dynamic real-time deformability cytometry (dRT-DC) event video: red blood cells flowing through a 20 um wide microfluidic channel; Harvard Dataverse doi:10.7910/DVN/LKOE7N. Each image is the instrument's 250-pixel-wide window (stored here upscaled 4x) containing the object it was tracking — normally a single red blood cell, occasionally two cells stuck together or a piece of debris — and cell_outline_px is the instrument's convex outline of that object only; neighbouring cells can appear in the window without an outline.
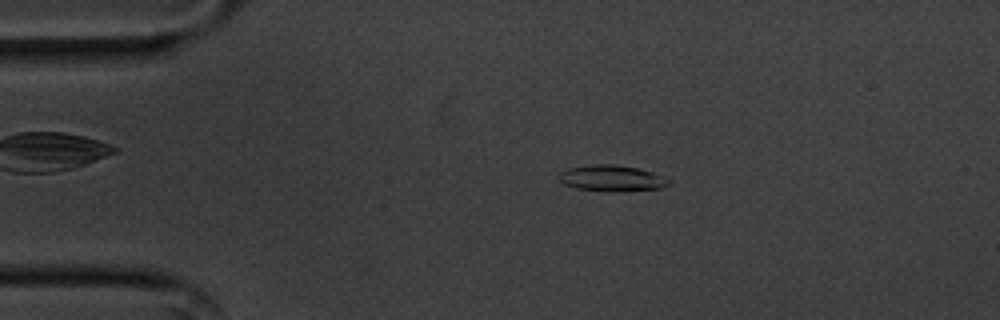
{"species": "common noctule bat (a hibernating species)", "species_latin": "Nyctalus noctula", "temperature_condition": "cold", "stored_images_in_passage": 55, "camera_frame_rate_fps": 3000, "um_per_image_px": 0.085, "animal": {"sex": "male", "body_mass_g": 20.1, "forearm_length_mm": 53.5}, "frame": {"image": 1, "passage_image": 10, "time_ms": 3.0, "image_size_px": [1000, 320], "cell_outline_px": [[672, 184], [660, 188], [620, 192], [616, 192], [576, 188], [564, 184], [556, 180], [556, 176], [560, 172], [568, 168], [592, 164], [612, 164], [636, 168], [652, 172], [672, 180]], "centroid_in_image_um": [51.98, 15.16], "position_along_channel_um": 33.0, "area_um2": 16.94}}
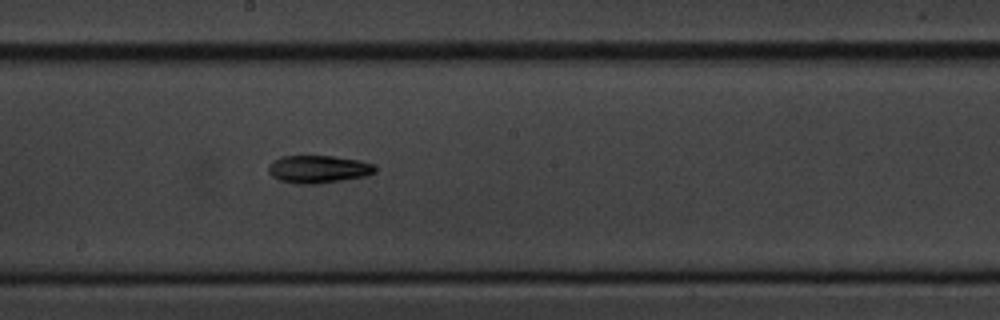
{"frame": {"image": 2, "passage_image": 29, "time_ms": 9.333, "image_size_px": [1000, 320], "cell_outline_px": [[376, 172], [364, 176], [316, 184], [300, 184], [280, 180], [272, 176], [268, 172], [268, 168], [280, 156], [332, 156], [360, 160], [376, 164]], "centroid_in_image_um": [27.1, 14.37], "position_along_channel_um": 221.1, "area_um2": 17.05}}
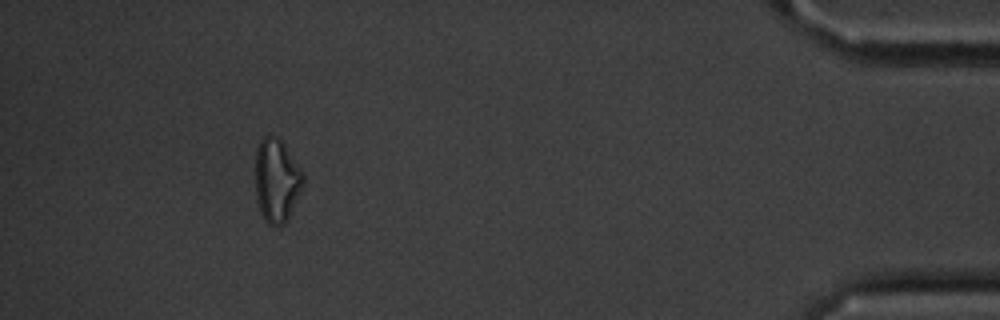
{"frame": {"image": 3, "passage_image": 50, "time_ms": 16.333, "image_size_px": [1000, 320], "cell_outline_px": [[304, 180], [288, 220], [284, 224], [268, 224], [264, 220], [260, 212], [256, 196], [256, 148], [260, 140], [268, 132], [276, 136], [280, 140], [300, 168], [304, 176]], "centroid_in_image_um": [23.49, 15.32], "position_along_channel_um": 411.7, "area_um2": 23.0}, "authors_computed_cell_mechanics": {"area_um2": 16.5886, "velocity_mm_per_s": 3.5881, "shape_relaxation_time_tau1_ms": 3.6673, "shape_relaxation_time_tau2_ms": null, "deformation_change_tau1": 0.1446, "deformation_change_tau2": null}}